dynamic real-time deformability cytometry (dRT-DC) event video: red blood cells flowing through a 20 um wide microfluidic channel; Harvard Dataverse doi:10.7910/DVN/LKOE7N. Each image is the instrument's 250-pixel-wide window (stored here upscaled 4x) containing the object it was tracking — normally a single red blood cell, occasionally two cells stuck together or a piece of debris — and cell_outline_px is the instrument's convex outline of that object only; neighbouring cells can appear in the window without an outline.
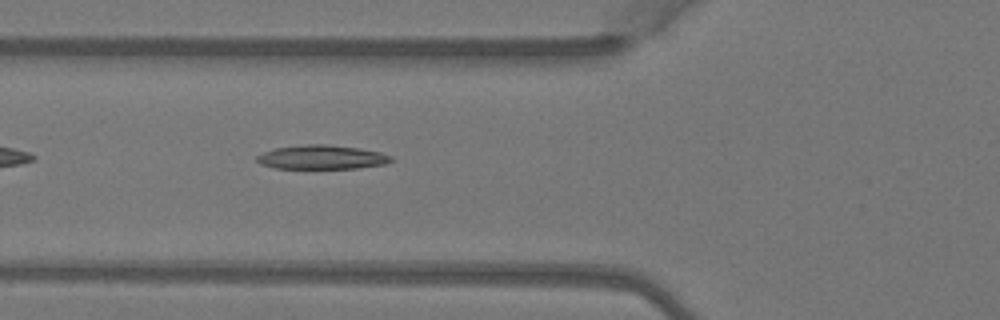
{"species": "Egyptian fruit bat (a non-hibernating species)", "species_latin": "Rousettus aegyptiacus", "temperature_condition": "warm", "stored_images_in_passage": 5, "camera_frame_rate_fps": 3000, "um_per_image_px": 0.085, "animal": {"sex": "female"}, "frame": {"image": 1, "passage_image": 5, "time_ms": 1.333, "image_size_px": [1000, 320], "cell_outline_px": [[392, 160], [384, 164], [356, 168], [276, 168], [260, 164], [256, 160], [256, 156], [264, 152], [276, 148], [308, 144], [324, 144], [360, 148], [380, 152], [392, 156]], "centroid_in_image_um": [27.35, 13.36], "position_along_channel_um": 98.5, "area_um2": 18.61}}